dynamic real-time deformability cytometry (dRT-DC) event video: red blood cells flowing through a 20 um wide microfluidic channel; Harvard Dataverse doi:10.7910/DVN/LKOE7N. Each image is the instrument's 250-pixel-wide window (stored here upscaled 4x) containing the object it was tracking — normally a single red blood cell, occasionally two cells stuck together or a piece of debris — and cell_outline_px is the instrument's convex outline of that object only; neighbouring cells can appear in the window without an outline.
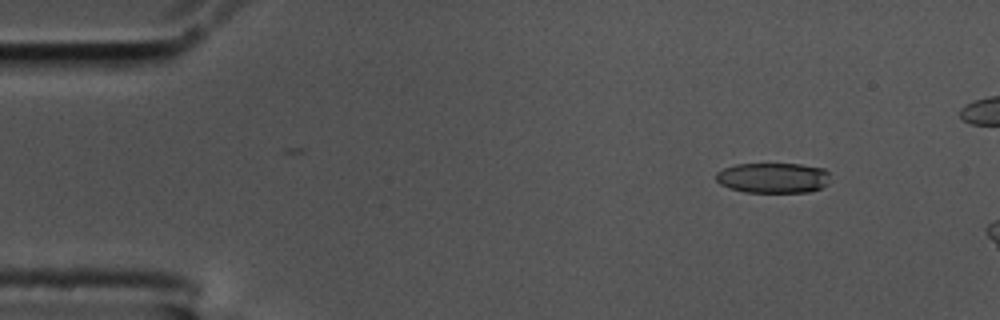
{"species": "common noctule bat (a hibernating species)", "species_latin": "Nyctalus noctula", "temperature_condition": "cold", "stored_images_in_passage": 12, "camera_frame_rate_fps": 3000, "um_per_image_px": 0.085, "animal": {"sex": "male", "body_mass_g": 17.5, "forearm_length_mm": 52.3}, "frame": {"image": 1, "passage_image": 6, "time_ms": 1.667, "image_size_px": [1000, 320], "cell_outline_px": [[828, 172], [824, 184], [820, 188], [812, 192], [744, 192], [728, 188], [720, 184], [716, 180], [716, 172], [724, 168], [736, 164], [800, 164], [824, 168]], "centroid_in_image_um": [65.65, 15.12], "position_along_channel_um": 19.4, "area_um2": 20.06}}